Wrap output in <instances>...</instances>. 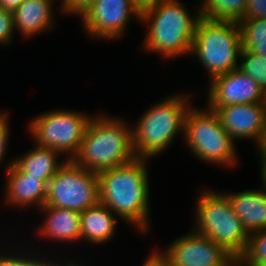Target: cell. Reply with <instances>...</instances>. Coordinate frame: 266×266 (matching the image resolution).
I'll return each mask as SVG.
<instances>
[{
  "mask_svg": "<svg viewBox=\"0 0 266 266\" xmlns=\"http://www.w3.org/2000/svg\"><path fill=\"white\" fill-rule=\"evenodd\" d=\"M215 113L235 143L250 140L255 149L262 146L266 137L265 103L232 104L218 108Z\"/></svg>",
  "mask_w": 266,
  "mask_h": 266,
  "instance_id": "13",
  "label": "cell"
},
{
  "mask_svg": "<svg viewBox=\"0 0 266 266\" xmlns=\"http://www.w3.org/2000/svg\"><path fill=\"white\" fill-rule=\"evenodd\" d=\"M99 203L98 174L68 160L49 181L45 205L79 213Z\"/></svg>",
  "mask_w": 266,
  "mask_h": 266,
  "instance_id": "9",
  "label": "cell"
},
{
  "mask_svg": "<svg viewBox=\"0 0 266 266\" xmlns=\"http://www.w3.org/2000/svg\"><path fill=\"white\" fill-rule=\"evenodd\" d=\"M56 1L25 0L12 13L16 33L23 39V37L33 38L52 31L57 24L55 23L57 12H54Z\"/></svg>",
  "mask_w": 266,
  "mask_h": 266,
  "instance_id": "16",
  "label": "cell"
},
{
  "mask_svg": "<svg viewBox=\"0 0 266 266\" xmlns=\"http://www.w3.org/2000/svg\"><path fill=\"white\" fill-rule=\"evenodd\" d=\"M181 141L192 156L204 164L226 169L239 164L238 146L222 127L218 115L207 106L201 108L193 104L187 111Z\"/></svg>",
  "mask_w": 266,
  "mask_h": 266,
  "instance_id": "6",
  "label": "cell"
},
{
  "mask_svg": "<svg viewBox=\"0 0 266 266\" xmlns=\"http://www.w3.org/2000/svg\"><path fill=\"white\" fill-rule=\"evenodd\" d=\"M239 26L242 49L266 58V19L243 18Z\"/></svg>",
  "mask_w": 266,
  "mask_h": 266,
  "instance_id": "22",
  "label": "cell"
},
{
  "mask_svg": "<svg viewBox=\"0 0 266 266\" xmlns=\"http://www.w3.org/2000/svg\"><path fill=\"white\" fill-rule=\"evenodd\" d=\"M237 266H266V228L249 234L247 249Z\"/></svg>",
  "mask_w": 266,
  "mask_h": 266,
  "instance_id": "23",
  "label": "cell"
},
{
  "mask_svg": "<svg viewBox=\"0 0 266 266\" xmlns=\"http://www.w3.org/2000/svg\"><path fill=\"white\" fill-rule=\"evenodd\" d=\"M193 98L194 94L189 92L170 93L141 113L135 124H131L136 158L150 161L170 148L177 135L184 137L185 118L195 104Z\"/></svg>",
  "mask_w": 266,
  "mask_h": 266,
  "instance_id": "3",
  "label": "cell"
},
{
  "mask_svg": "<svg viewBox=\"0 0 266 266\" xmlns=\"http://www.w3.org/2000/svg\"><path fill=\"white\" fill-rule=\"evenodd\" d=\"M30 150L14 156V164L25 174L42 179L47 185L67 159L53 149L33 144Z\"/></svg>",
  "mask_w": 266,
  "mask_h": 266,
  "instance_id": "20",
  "label": "cell"
},
{
  "mask_svg": "<svg viewBox=\"0 0 266 266\" xmlns=\"http://www.w3.org/2000/svg\"><path fill=\"white\" fill-rule=\"evenodd\" d=\"M85 112L51 109L35 115L27 126L32 143L59 152L67 160L78 153L86 127L92 117Z\"/></svg>",
  "mask_w": 266,
  "mask_h": 266,
  "instance_id": "8",
  "label": "cell"
},
{
  "mask_svg": "<svg viewBox=\"0 0 266 266\" xmlns=\"http://www.w3.org/2000/svg\"><path fill=\"white\" fill-rule=\"evenodd\" d=\"M260 148L266 153V137H265V140H264V142Z\"/></svg>",
  "mask_w": 266,
  "mask_h": 266,
  "instance_id": "33",
  "label": "cell"
},
{
  "mask_svg": "<svg viewBox=\"0 0 266 266\" xmlns=\"http://www.w3.org/2000/svg\"><path fill=\"white\" fill-rule=\"evenodd\" d=\"M195 8L191 12L182 0H163L140 15L139 23L148 28L141 49L160 55L166 62L190 57L196 26L201 18L200 4H195Z\"/></svg>",
  "mask_w": 266,
  "mask_h": 266,
  "instance_id": "2",
  "label": "cell"
},
{
  "mask_svg": "<svg viewBox=\"0 0 266 266\" xmlns=\"http://www.w3.org/2000/svg\"><path fill=\"white\" fill-rule=\"evenodd\" d=\"M119 217L105 205L98 203L80 213L81 243L100 246L111 242L117 229ZM93 244V245H92Z\"/></svg>",
  "mask_w": 266,
  "mask_h": 266,
  "instance_id": "18",
  "label": "cell"
},
{
  "mask_svg": "<svg viewBox=\"0 0 266 266\" xmlns=\"http://www.w3.org/2000/svg\"><path fill=\"white\" fill-rule=\"evenodd\" d=\"M95 0H60L58 13L61 15L79 17Z\"/></svg>",
  "mask_w": 266,
  "mask_h": 266,
  "instance_id": "27",
  "label": "cell"
},
{
  "mask_svg": "<svg viewBox=\"0 0 266 266\" xmlns=\"http://www.w3.org/2000/svg\"><path fill=\"white\" fill-rule=\"evenodd\" d=\"M242 48L238 22L200 18L190 55L201 63L209 78L207 82H210L213 78L238 68Z\"/></svg>",
  "mask_w": 266,
  "mask_h": 266,
  "instance_id": "7",
  "label": "cell"
},
{
  "mask_svg": "<svg viewBox=\"0 0 266 266\" xmlns=\"http://www.w3.org/2000/svg\"><path fill=\"white\" fill-rule=\"evenodd\" d=\"M10 115L9 111H0V166L3 167L5 163V170L7 171L10 166L14 163V157H11L10 160H8L5 156L7 155L6 151H8V144L10 141V118H8ZM6 158V159H5ZM7 161V162H5ZM3 165V166H2Z\"/></svg>",
  "mask_w": 266,
  "mask_h": 266,
  "instance_id": "25",
  "label": "cell"
},
{
  "mask_svg": "<svg viewBox=\"0 0 266 266\" xmlns=\"http://www.w3.org/2000/svg\"><path fill=\"white\" fill-rule=\"evenodd\" d=\"M200 17L210 21L240 22L247 0H199Z\"/></svg>",
  "mask_w": 266,
  "mask_h": 266,
  "instance_id": "21",
  "label": "cell"
},
{
  "mask_svg": "<svg viewBox=\"0 0 266 266\" xmlns=\"http://www.w3.org/2000/svg\"><path fill=\"white\" fill-rule=\"evenodd\" d=\"M97 114L92 115L72 161L98 174L131 162L136 156L132 148V125L119 115L109 116L103 111Z\"/></svg>",
  "mask_w": 266,
  "mask_h": 266,
  "instance_id": "4",
  "label": "cell"
},
{
  "mask_svg": "<svg viewBox=\"0 0 266 266\" xmlns=\"http://www.w3.org/2000/svg\"><path fill=\"white\" fill-rule=\"evenodd\" d=\"M257 151L256 153L258 154L257 157L259 156L258 163H260V179H261V186L265 191H266V153L261 149L255 150Z\"/></svg>",
  "mask_w": 266,
  "mask_h": 266,
  "instance_id": "31",
  "label": "cell"
},
{
  "mask_svg": "<svg viewBox=\"0 0 266 266\" xmlns=\"http://www.w3.org/2000/svg\"><path fill=\"white\" fill-rule=\"evenodd\" d=\"M207 88L205 106L214 112L232 104L264 103V90L238 68L213 78Z\"/></svg>",
  "mask_w": 266,
  "mask_h": 266,
  "instance_id": "12",
  "label": "cell"
},
{
  "mask_svg": "<svg viewBox=\"0 0 266 266\" xmlns=\"http://www.w3.org/2000/svg\"><path fill=\"white\" fill-rule=\"evenodd\" d=\"M238 69L255 80L266 90V58L262 55L242 49Z\"/></svg>",
  "mask_w": 266,
  "mask_h": 266,
  "instance_id": "24",
  "label": "cell"
},
{
  "mask_svg": "<svg viewBox=\"0 0 266 266\" xmlns=\"http://www.w3.org/2000/svg\"><path fill=\"white\" fill-rule=\"evenodd\" d=\"M243 18L266 19V0H247Z\"/></svg>",
  "mask_w": 266,
  "mask_h": 266,
  "instance_id": "28",
  "label": "cell"
},
{
  "mask_svg": "<svg viewBox=\"0 0 266 266\" xmlns=\"http://www.w3.org/2000/svg\"><path fill=\"white\" fill-rule=\"evenodd\" d=\"M148 162V159L135 158L98 173L99 203L144 237L150 232L152 220Z\"/></svg>",
  "mask_w": 266,
  "mask_h": 266,
  "instance_id": "1",
  "label": "cell"
},
{
  "mask_svg": "<svg viewBox=\"0 0 266 266\" xmlns=\"http://www.w3.org/2000/svg\"><path fill=\"white\" fill-rule=\"evenodd\" d=\"M192 229L220 244L237 261L245 253L249 234L221 191L199 189Z\"/></svg>",
  "mask_w": 266,
  "mask_h": 266,
  "instance_id": "5",
  "label": "cell"
},
{
  "mask_svg": "<svg viewBox=\"0 0 266 266\" xmlns=\"http://www.w3.org/2000/svg\"><path fill=\"white\" fill-rule=\"evenodd\" d=\"M31 243H33L32 244L33 247L30 246ZM31 243L29 244L26 243L24 245L22 244V246L21 245L19 246L18 243L17 244L15 243L14 244L15 248L13 246L9 250L5 248V251H3L4 249L0 246V266H88V265H84L85 263L83 262V260L80 261L81 258L78 259V258H75L74 256L73 258L68 259L67 257L69 255L67 256L65 255L66 258L65 257L62 258V256L59 257L58 255H55L54 253L52 254L51 251L47 252L48 249H45L46 252H44L43 245L39 246L37 242L36 244L39 247V249H37L38 248L37 246L36 247L34 246V242H31ZM16 245H18L17 249H16ZM28 245L32 249L31 248L26 249L28 248L27 247ZM41 246L43 248L42 249L43 253L41 252V249H40ZM24 247L26 248L24 249Z\"/></svg>",
  "mask_w": 266,
  "mask_h": 266,
  "instance_id": "19",
  "label": "cell"
},
{
  "mask_svg": "<svg viewBox=\"0 0 266 266\" xmlns=\"http://www.w3.org/2000/svg\"><path fill=\"white\" fill-rule=\"evenodd\" d=\"M159 251L170 266H237V260L220 244L193 229Z\"/></svg>",
  "mask_w": 266,
  "mask_h": 266,
  "instance_id": "11",
  "label": "cell"
},
{
  "mask_svg": "<svg viewBox=\"0 0 266 266\" xmlns=\"http://www.w3.org/2000/svg\"><path fill=\"white\" fill-rule=\"evenodd\" d=\"M79 19L91 40L110 42L125 35L131 20L140 22V14L131 0H95Z\"/></svg>",
  "mask_w": 266,
  "mask_h": 266,
  "instance_id": "10",
  "label": "cell"
},
{
  "mask_svg": "<svg viewBox=\"0 0 266 266\" xmlns=\"http://www.w3.org/2000/svg\"><path fill=\"white\" fill-rule=\"evenodd\" d=\"M38 213H41L44 216V220L40 222L39 228H36L37 231H34L33 234L38 239V241L52 242V244H66L72 245L73 243H81V229H80V213L75 210L57 208L52 206L44 205L39 210ZM64 243V244H63Z\"/></svg>",
  "mask_w": 266,
  "mask_h": 266,
  "instance_id": "15",
  "label": "cell"
},
{
  "mask_svg": "<svg viewBox=\"0 0 266 266\" xmlns=\"http://www.w3.org/2000/svg\"><path fill=\"white\" fill-rule=\"evenodd\" d=\"M264 103L266 105V90L264 91Z\"/></svg>",
  "mask_w": 266,
  "mask_h": 266,
  "instance_id": "34",
  "label": "cell"
},
{
  "mask_svg": "<svg viewBox=\"0 0 266 266\" xmlns=\"http://www.w3.org/2000/svg\"><path fill=\"white\" fill-rule=\"evenodd\" d=\"M24 1L25 0H0V7L13 13Z\"/></svg>",
  "mask_w": 266,
  "mask_h": 266,
  "instance_id": "32",
  "label": "cell"
},
{
  "mask_svg": "<svg viewBox=\"0 0 266 266\" xmlns=\"http://www.w3.org/2000/svg\"><path fill=\"white\" fill-rule=\"evenodd\" d=\"M4 173L3 205L19 211L28 207L39 210L45 205L48 185L42 179L23 173L14 163Z\"/></svg>",
  "mask_w": 266,
  "mask_h": 266,
  "instance_id": "14",
  "label": "cell"
},
{
  "mask_svg": "<svg viewBox=\"0 0 266 266\" xmlns=\"http://www.w3.org/2000/svg\"><path fill=\"white\" fill-rule=\"evenodd\" d=\"M155 249L148 253L149 255L141 266H170L168 260L160 253V248Z\"/></svg>",
  "mask_w": 266,
  "mask_h": 266,
  "instance_id": "29",
  "label": "cell"
},
{
  "mask_svg": "<svg viewBox=\"0 0 266 266\" xmlns=\"http://www.w3.org/2000/svg\"><path fill=\"white\" fill-rule=\"evenodd\" d=\"M222 193L248 234L266 228V191L262 187Z\"/></svg>",
  "mask_w": 266,
  "mask_h": 266,
  "instance_id": "17",
  "label": "cell"
},
{
  "mask_svg": "<svg viewBox=\"0 0 266 266\" xmlns=\"http://www.w3.org/2000/svg\"><path fill=\"white\" fill-rule=\"evenodd\" d=\"M134 9L142 15L146 11L152 9L154 6L162 2L163 0H131Z\"/></svg>",
  "mask_w": 266,
  "mask_h": 266,
  "instance_id": "30",
  "label": "cell"
},
{
  "mask_svg": "<svg viewBox=\"0 0 266 266\" xmlns=\"http://www.w3.org/2000/svg\"><path fill=\"white\" fill-rule=\"evenodd\" d=\"M13 14L0 7V46L9 47L15 37ZM14 34V35H13Z\"/></svg>",
  "mask_w": 266,
  "mask_h": 266,
  "instance_id": "26",
  "label": "cell"
}]
</instances>
